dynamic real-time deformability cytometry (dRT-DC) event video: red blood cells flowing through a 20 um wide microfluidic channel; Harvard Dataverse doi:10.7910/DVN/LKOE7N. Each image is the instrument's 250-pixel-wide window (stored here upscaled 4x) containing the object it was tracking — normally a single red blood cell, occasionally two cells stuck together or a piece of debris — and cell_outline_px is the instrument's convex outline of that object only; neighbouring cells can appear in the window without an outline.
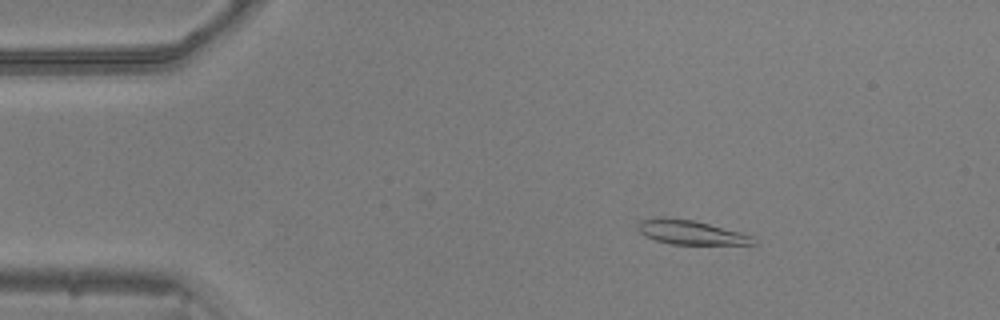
{"species": "common noctule bat (a hibernating species)", "species_latin": "Nyctalus noctula", "temperature_condition": "warm", "stored_images_in_passage": 53, "camera_frame_rate_fps": 3000, "um_per_image_px": 0.085, "animal": {"sex": "male", "body_mass_g": 20.5, "forearm_length_mm": 52.5}, "frame": {"image": 1, "passage_image": 9, "time_ms": 2.667, "image_size_px": [1000, 320], "cell_outline_px": [[756, 244], [672, 244], [656, 240], [644, 236], [636, 228], [636, 224], [640, 220], [664, 216], [692, 220], [740, 232], [752, 236], [756, 240]], "centroid_in_image_um": [58.65, 19.74], "position_along_channel_um": 26.4, "area_um2": 16.24}}
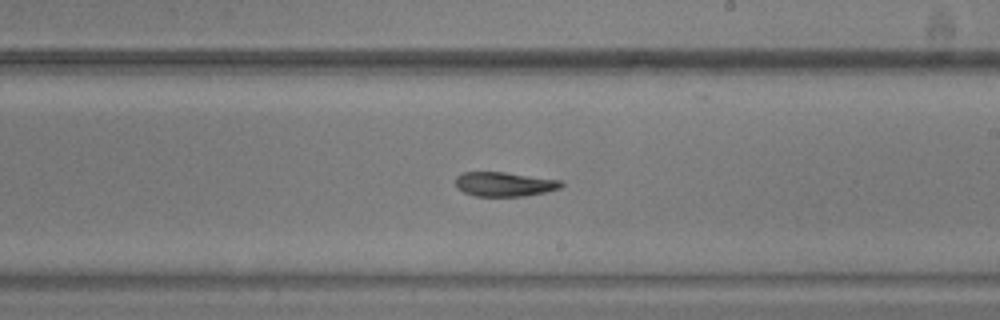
{"frame": {"image": 2, "passage_image": 31, "time_ms": 10.0, "image_size_px": [1000, 320], "cell_outline_px": [[564, 184], [560, 188], [544, 192], [524, 196], [476, 196], [464, 192], [456, 188], [456, 176], [464, 172], [504, 172], [560, 180]], "centroid_in_image_um": [42.85, 15.65], "position_along_channel_um": 246.2, "area_um2": 14.91}}
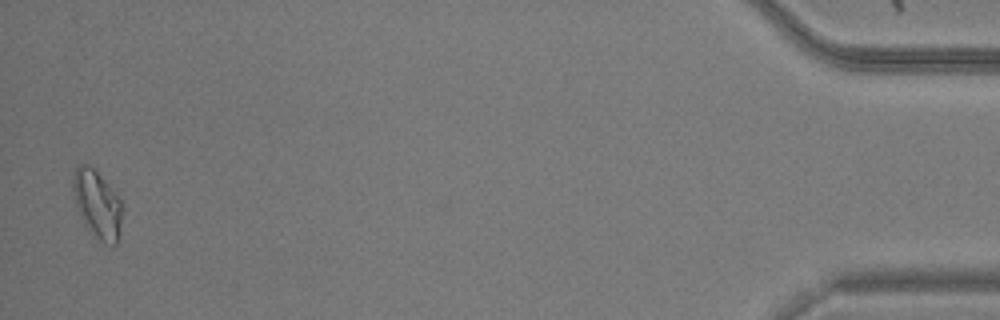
{"frame": {"image": 3, "passage_image": 52, "time_ms": 17.0, "image_size_px": [1000, 320], "cell_outline_px": [[120, 240], [112, 248], [104, 244], [84, 224], [80, 216], [72, 196], [72, 172], [80, 164], [88, 164], [96, 172], [120, 200]], "centroid_in_image_um": [8.22, 17.4], "position_along_channel_um": 427.0, "area_um2": 19.25}, "authors_computed_cell_mechanics": {"area_um2": 16.184, "velocity_mm_per_s": 3.8738, "shape_relaxation_time_tau1_ms": 4.4347, "shape_relaxation_time_tau2_ms": 10.9526, "deformation_change_tau1": 0.1758, "deformation_change_tau2": 0.1182}}